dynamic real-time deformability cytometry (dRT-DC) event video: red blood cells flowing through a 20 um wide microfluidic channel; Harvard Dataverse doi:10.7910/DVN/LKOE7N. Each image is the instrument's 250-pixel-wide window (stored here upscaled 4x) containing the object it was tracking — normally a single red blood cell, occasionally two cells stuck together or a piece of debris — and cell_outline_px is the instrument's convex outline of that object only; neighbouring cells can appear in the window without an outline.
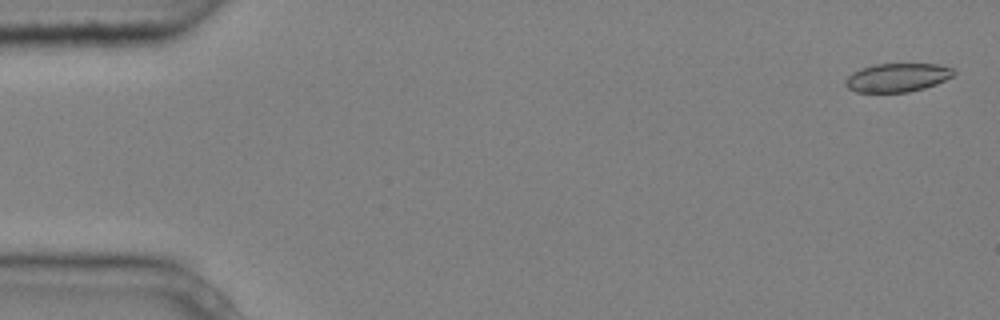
{"species": "common noctule bat (a hibernating species)", "species_latin": "Nyctalus noctula", "temperature_condition": "cold", "stored_images_in_passage": 4, "camera_frame_rate_fps": 3000, "um_per_image_px": 0.085, "animal": {"sex": "male", "body_mass_g": 20.4}, "frame": {"image": 1, "passage_image": 1, "time_ms": 0.0, "image_size_px": [1000, 320], "cell_outline_px": [[956, 72], [952, 76], [936, 84], [924, 88], [908, 92], [856, 92], [848, 88], [844, 84], [844, 80], [852, 72], [860, 68], [876, 64], [940, 64], [952, 68]], "centroid_in_image_um": [76.25, 6.59], "position_along_channel_um": 8.8, "area_um2": 18.09}}
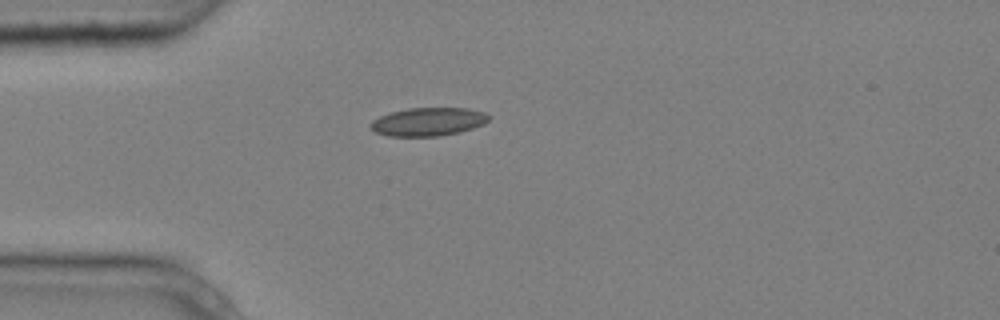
{"frame": {"image": 2, "passage_image": 4, "time_ms": 1.0, "image_size_px": [1000, 320], "cell_outline_px": [[488, 120], [484, 124], [460, 132], [440, 136], [388, 136], [376, 132], [368, 124], [372, 120], [380, 116], [392, 112], [408, 108], [468, 108], [484, 112], [488, 116]], "centroid_in_image_um": [36.38, 10.35], "position_along_channel_um": 48.6, "area_um2": 19.42}}